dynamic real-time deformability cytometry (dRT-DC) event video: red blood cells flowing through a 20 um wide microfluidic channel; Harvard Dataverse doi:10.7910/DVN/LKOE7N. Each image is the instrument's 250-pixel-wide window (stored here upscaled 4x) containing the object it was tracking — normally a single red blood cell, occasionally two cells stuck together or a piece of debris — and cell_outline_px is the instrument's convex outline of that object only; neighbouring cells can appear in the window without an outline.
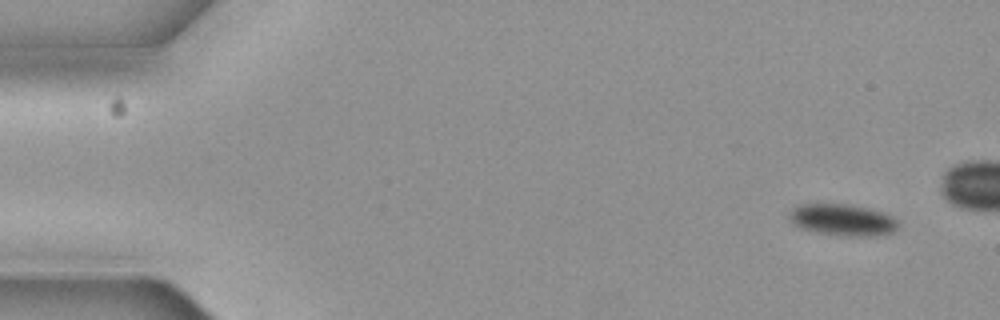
{"species": "common noctule bat (a hibernating species)", "species_latin": "Nyctalus noctula", "temperature_condition": "cold", "stored_images_in_passage": 6, "camera_frame_rate_fps": 3000, "um_per_image_px": 0.085, "animal": {"sex": "female", "body_mass_g": 19.3, "forearm_length_mm": 54.1}, "frame": {"image": 1, "passage_image": 1, "time_ms": 0.0, "image_size_px": [1000, 320], "cell_outline_px": [[900, 224], [892, 232], [820, 232], [804, 228], [796, 224], [788, 216], [788, 212], [792, 208], [800, 204], [848, 204], [872, 208], [884, 212], [892, 216]], "centroid_in_image_um": [71.57, 18.57], "position_along_channel_um": 13.4, "area_um2": 18.5}}
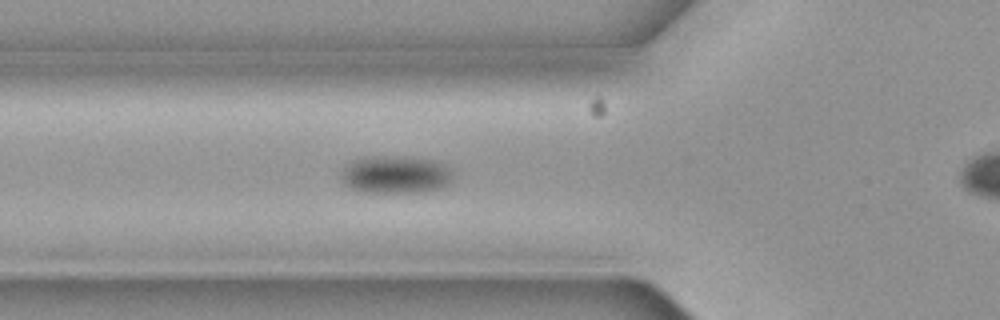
{"frame": {"image": 2, "passage_image": 5, "time_ms": 1.333, "image_size_px": [1000, 320], "cell_outline_px": [[452, 176], [448, 184], [440, 188], [424, 192], [360, 192], [348, 188], [344, 184], [340, 176], [340, 172], [344, 164], [360, 156], [408, 156], [432, 160], [444, 164]], "centroid_in_image_um": [33.51, 14.83], "position_along_channel_um": 92.3, "area_um2": 25.03}}